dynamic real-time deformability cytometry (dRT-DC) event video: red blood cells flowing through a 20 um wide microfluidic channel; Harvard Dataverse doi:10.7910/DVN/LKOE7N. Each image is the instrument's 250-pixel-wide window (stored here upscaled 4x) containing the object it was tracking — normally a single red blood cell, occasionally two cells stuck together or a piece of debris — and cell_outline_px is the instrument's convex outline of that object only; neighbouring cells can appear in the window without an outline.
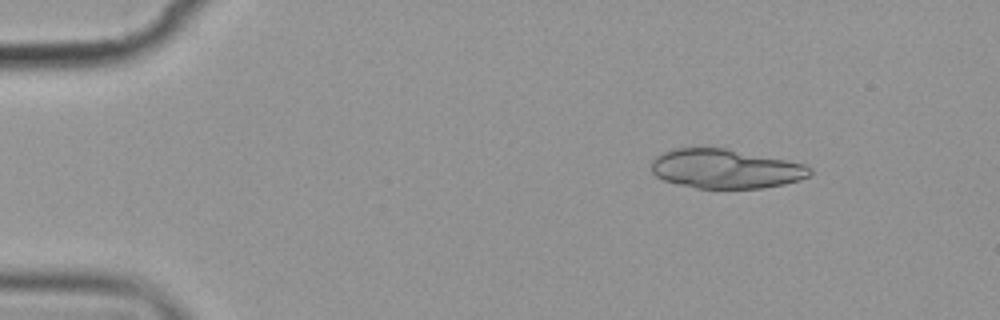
{"species": "common noctule bat (a hibernating species)", "species_latin": "Nyctalus noctula", "temperature_condition": "cold", "stored_images_in_passage": 5, "camera_frame_rate_fps": 3000, "um_per_image_px": 0.085, "animal": {"sex": "female", "body_mass_g": 19.9}, "frame": {"image": 1, "passage_image": 2, "time_ms": 1.0, "image_size_px": [1000, 320], "cell_outline_px": [[812, 172], [808, 176], [800, 180], [784, 184], [764, 188], [696, 188], [676, 184], [664, 180], [656, 176], [652, 172], [652, 160], [656, 156], [664, 152], [676, 148], [724, 148], [788, 160], [804, 164], [812, 168]], "centroid_in_image_um": [61.68, 14.35], "position_along_channel_um": 23.3, "area_um2": 36.24}}